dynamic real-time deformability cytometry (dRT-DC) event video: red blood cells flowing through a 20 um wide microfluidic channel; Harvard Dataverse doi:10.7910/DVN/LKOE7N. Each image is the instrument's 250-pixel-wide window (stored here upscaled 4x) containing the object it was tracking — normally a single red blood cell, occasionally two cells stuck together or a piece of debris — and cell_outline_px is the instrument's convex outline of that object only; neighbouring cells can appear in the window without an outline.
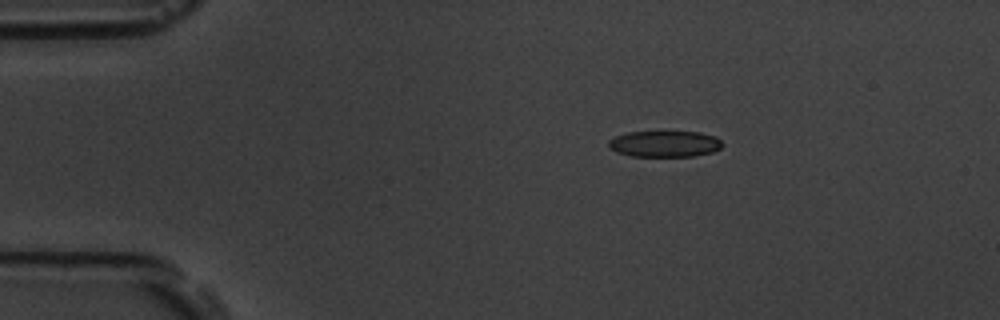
{"species": "common noctule bat (a hibernating species)", "species_latin": "Nyctalus noctula", "temperature_condition": "room temperature", "stored_images_in_passage": 46, "camera_frame_rate_fps": 3000, "um_per_image_px": 0.085, "animal": {"sex": "male", "body_mass_g": 19.5, "forearm_length_mm": 54.6}, "frame": {"image": 1, "passage_image": 1, "time_ms": 0.0, "image_size_px": [1000, 320], "cell_outline_px": [[724, 144], [720, 148], [712, 152], [692, 156], [632, 156], [616, 152], [608, 148], [608, 140], [616, 136], [628, 132], [700, 132], [716, 136]], "centroid_in_image_um": [56.49, 12.23], "position_along_channel_um": 28.5, "area_um2": 17.4}}
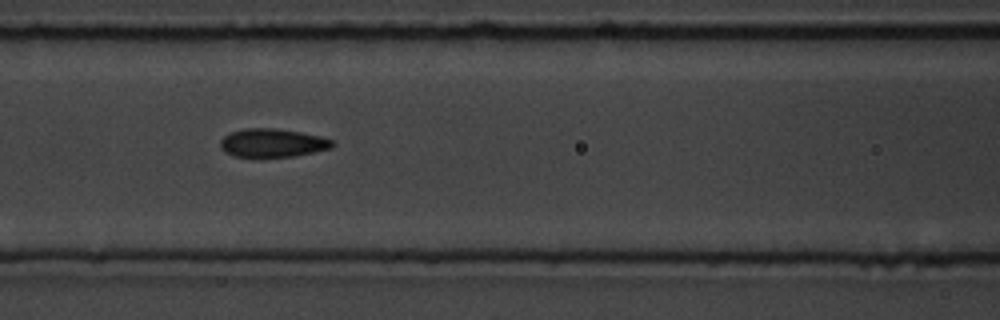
{"frame": {"image": 2, "passage_image": 15, "time_ms": 4.667, "image_size_px": [1000, 320], "cell_outline_px": [[336, 144], [332, 148], [292, 156], [236, 156], [224, 152], [220, 144], [220, 140], [224, 136], [232, 132], [244, 128], [276, 128], [300, 132], [320, 136], [332, 140]], "centroid_in_image_um": [23.17, 12.13], "position_along_channel_um": 143.4, "area_um2": 18.32}}
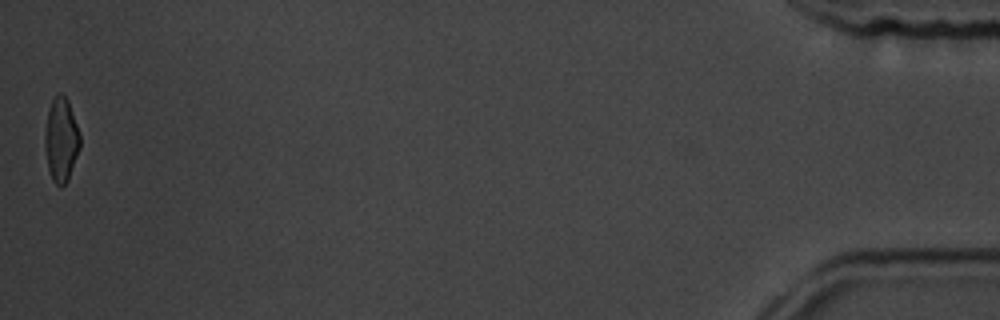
{"frame": {"image": 3, "passage_image": 46, "time_ms": 15.0, "image_size_px": [1000, 320], "cell_outline_px": [[80, 148], [68, 180], [60, 188], [52, 180], [48, 168], [44, 144], [44, 132], [48, 108], [56, 92], [60, 92], [68, 100], [80, 132]], "centroid_in_image_um": [5.19, 11.86], "position_along_channel_um": 430.0, "area_um2": 17.51}, "authors_computed_cell_mechanics": {"area_um2": 18.1492, "velocity_mm_per_s": 3.7222, "shape_relaxation_time_tau1_ms": 3.3483, "shape_relaxation_time_tau2_ms": 1.5056, "deformation_change_tau1": 0.1299, "deformation_change_tau2": 0.0839}}